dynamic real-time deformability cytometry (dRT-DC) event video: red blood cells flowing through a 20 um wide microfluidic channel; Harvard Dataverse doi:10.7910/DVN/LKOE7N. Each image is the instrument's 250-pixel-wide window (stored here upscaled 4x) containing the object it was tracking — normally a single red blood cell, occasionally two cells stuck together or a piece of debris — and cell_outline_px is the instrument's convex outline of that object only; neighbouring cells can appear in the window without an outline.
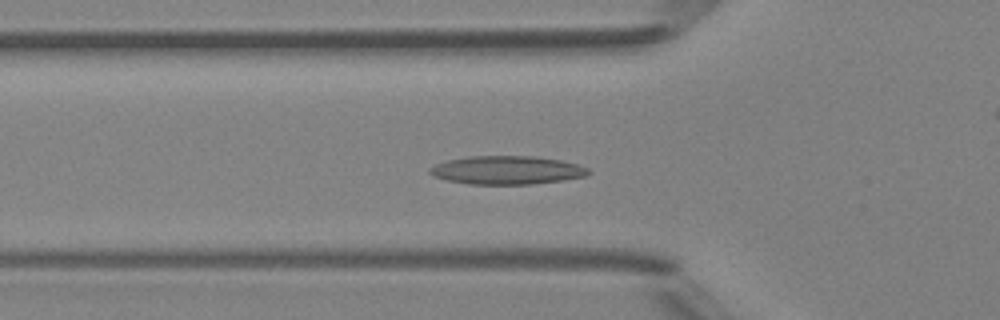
{"species": "Egyptian fruit bat (a non-hibernating species)", "species_latin": "Rousettus aegyptiacus", "temperature_condition": "room temperature", "stored_images_in_passage": 50, "camera_frame_rate_fps": 3000, "um_per_image_px": 0.085, "animal": {"sex": "female"}, "frame": {"image": 1, "passage_image": 17, "time_ms": 5.333, "image_size_px": [1000, 320], "cell_outline_px": [[592, 172], [588, 176], [564, 180], [532, 184], [468, 184], [448, 180], [432, 176], [428, 172], [428, 168], [436, 164], [448, 160], [468, 156], [532, 156], [560, 160], [576, 164], [588, 168]], "centroid_in_image_um": [43.09, 14.46], "position_along_channel_um": 82.7, "area_um2": 26.36}}
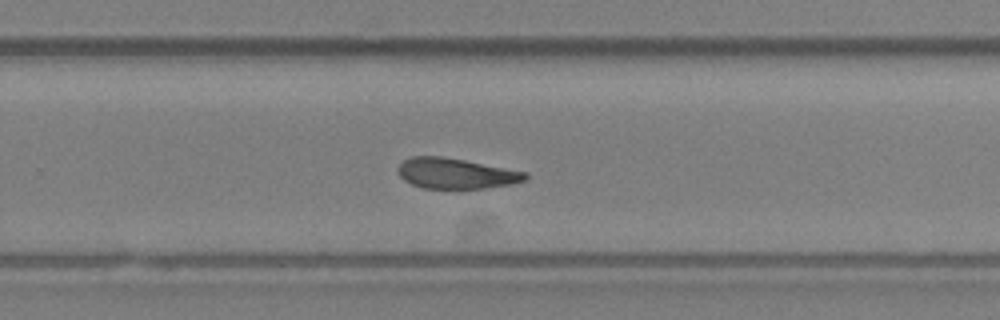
{"frame": {"image": 2, "passage_image": 32, "time_ms": 10.333, "image_size_px": [1000, 320], "cell_outline_px": [[528, 180], [512, 184], [460, 192], [424, 188], [412, 184], [404, 180], [396, 172], [396, 168], [404, 160], [412, 156], [440, 156], [464, 160], [528, 172]], "centroid_in_image_um": [38.76, 14.79], "position_along_channel_um": 291.0, "area_um2": 23.58}}
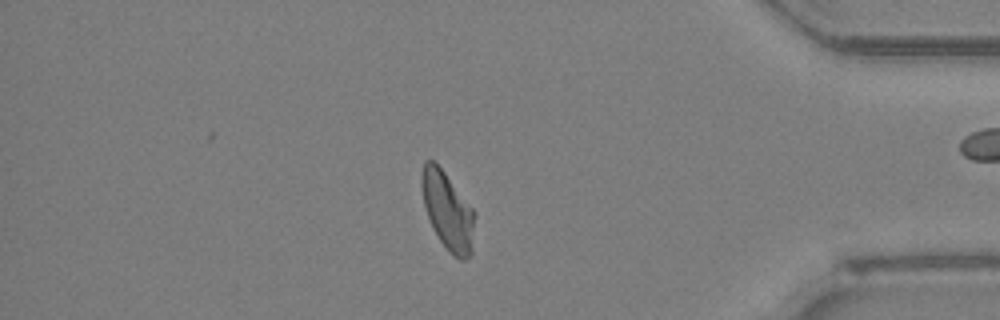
{"frame": {"image": 3, "passage_image": 42, "time_ms": 13.667, "image_size_px": [1000, 320], "cell_outline_px": [[476, 216], [472, 252], [464, 260], [460, 260], [452, 256], [440, 240], [432, 228], [424, 204], [420, 184], [420, 176], [424, 160], [432, 160], [444, 172], [476, 212]], "centroid_in_image_um": [38.06, 17.94], "position_along_channel_um": 397.1, "area_um2": 24.22}, "authors_computed_cell_mechanics": {"area_um2": 24.2182, "velocity_mm_per_s": 4.1811, "shape_relaxation_time_tau1_ms": 10.5773, "shape_relaxation_time_tau2_ms": 4.3212, "deformation_change_tau1": 0.2174, "deformation_change_tau2": 0.1261}}